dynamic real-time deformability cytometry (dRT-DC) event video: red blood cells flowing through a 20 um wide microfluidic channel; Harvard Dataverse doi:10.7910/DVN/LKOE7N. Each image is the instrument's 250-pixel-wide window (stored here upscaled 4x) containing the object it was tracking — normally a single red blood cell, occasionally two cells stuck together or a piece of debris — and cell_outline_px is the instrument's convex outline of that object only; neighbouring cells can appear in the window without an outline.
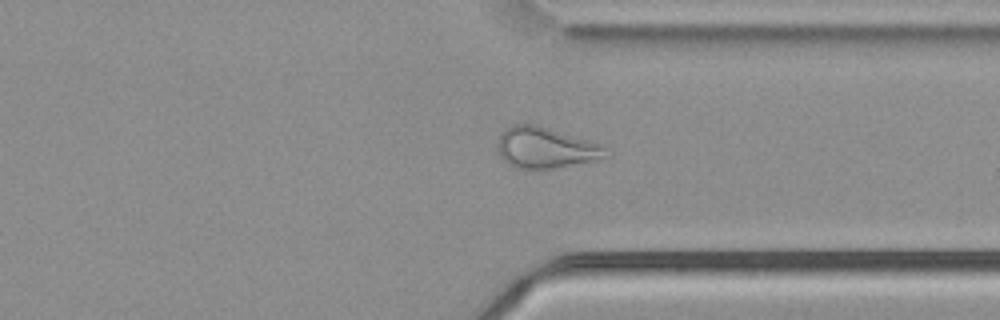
{"species": "common noctule bat (a hibernating species)", "species_latin": "Nyctalus noctula", "temperature_condition": "cold", "stored_images_in_passage": 39, "camera_frame_rate_fps": 3000, "um_per_image_px": 0.085, "animal": {"sex": "male", "body_mass_g": 21.5, "forearm_length_mm": 52.0}, "frame": {"image": 1, "passage_image": 28, "time_ms": 9.0, "image_size_px": [1000, 320], "cell_outline_px": [[612, 156], [596, 160], [556, 168], [512, 168], [500, 156], [496, 148], [496, 144], [500, 136], [512, 124], [532, 124], [548, 128], [600, 144]], "centroid_in_image_um": [46.36, 12.58], "position_along_channel_um": 365.0, "area_um2": 25.61}}
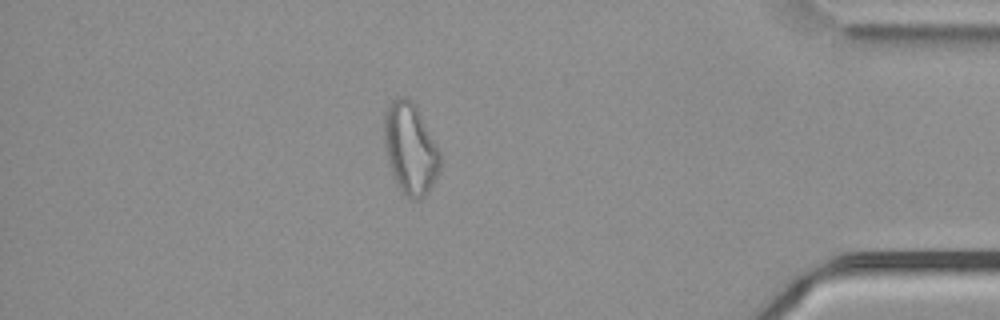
{"frame": {"image": 2, "passage_image": 34, "time_ms": 11.0, "image_size_px": [1000, 320], "cell_outline_px": [[440, 172], [428, 192], [420, 200], [412, 200], [396, 184], [392, 176], [384, 148], [384, 112], [392, 100], [396, 96], [404, 96], [412, 100], [416, 104], [440, 152]], "centroid_in_image_um": [34.86, 12.61], "position_along_channel_um": 400.3, "area_um2": 30.11}}